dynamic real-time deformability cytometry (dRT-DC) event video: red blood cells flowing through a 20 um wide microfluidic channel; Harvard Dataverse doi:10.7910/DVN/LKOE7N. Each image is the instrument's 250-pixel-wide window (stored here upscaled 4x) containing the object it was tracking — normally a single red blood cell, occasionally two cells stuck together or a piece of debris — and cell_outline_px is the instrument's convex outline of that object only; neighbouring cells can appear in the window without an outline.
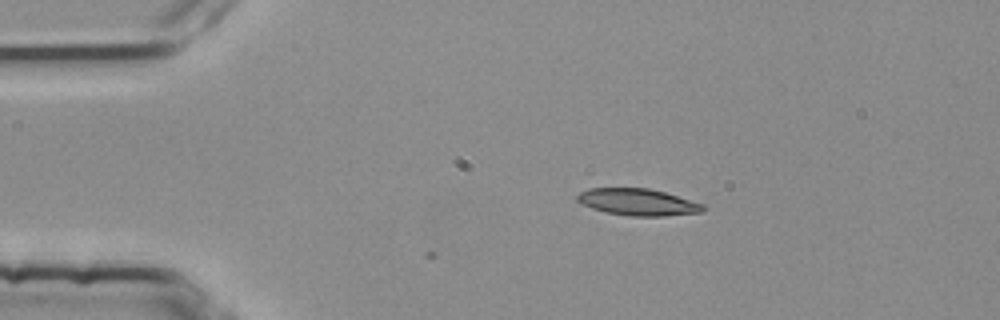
{"species": "common noctule bat (a hibernating species)", "species_latin": "Nyctalus noctula", "temperature_condition": "room temperature", "stored_images_in_passage": 6, "camera_frame_rate_fps": 3000, "um_per_image_px": 0.085, "animal": {"sex": "female", "body_mass_g": 25.1}, "frame": {"image": 1, "passage_image": 1, "time_ms": 0.0, "image_size_px": [1000, 320], "cell_outline_px": [[708, 208], [704, 212], [664, 216], [632, 216], [608, 212], [592, 208], [580, 204], [576, 200], [576, 196], [580, 192], [588, 188], [648, 188], [664, 192], [704, 204]], "centroid_in_image_um": [54.23, 17.18], "position_along_channel_um": 30.8, "area_um2": 19.71}}